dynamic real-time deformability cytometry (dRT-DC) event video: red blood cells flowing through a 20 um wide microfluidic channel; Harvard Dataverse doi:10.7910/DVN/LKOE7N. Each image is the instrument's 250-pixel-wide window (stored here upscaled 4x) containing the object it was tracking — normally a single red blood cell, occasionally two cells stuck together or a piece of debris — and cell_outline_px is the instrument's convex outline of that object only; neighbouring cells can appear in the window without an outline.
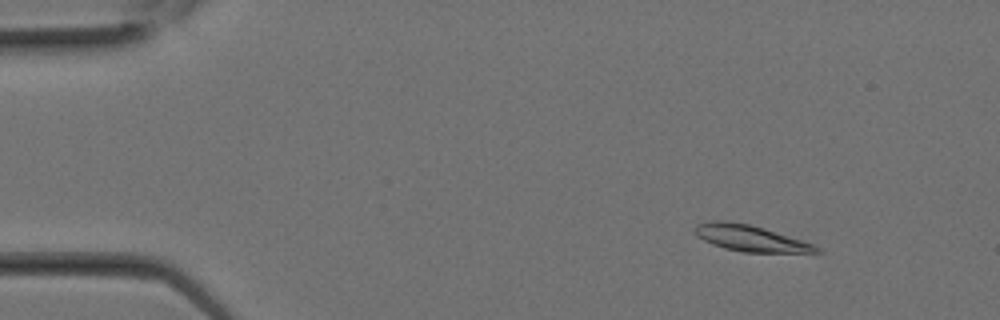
{"species": "Egyptian fruit bat (a non-hibernating species)", "species_latin": "Rousettus aegyptiacus", "temperature_condition": "room temperature", "stored_images_in_passage": 12, "camera_frame_rate_fps": 3000, "um_per_image_px": 0.085, "animal": {"sex": "female"}, "frame": {"image": 1, "passage_image": 4, "time_ms": 1.0, "image_size_px": [1000, 320], "cell_outline_px": [[824, 252], [744, 252], [724, 248], [712, 244], [696, 236], [692, 232], [692, 228], [696, 224], [708, 220], [728, 220], [748, 224], [764, 228], [812, 244], [820, 248]], "centroid_in_image_um": [63.67, 20.22], "position_along_channel_um": 21.3, "area_um2": 18.55}}
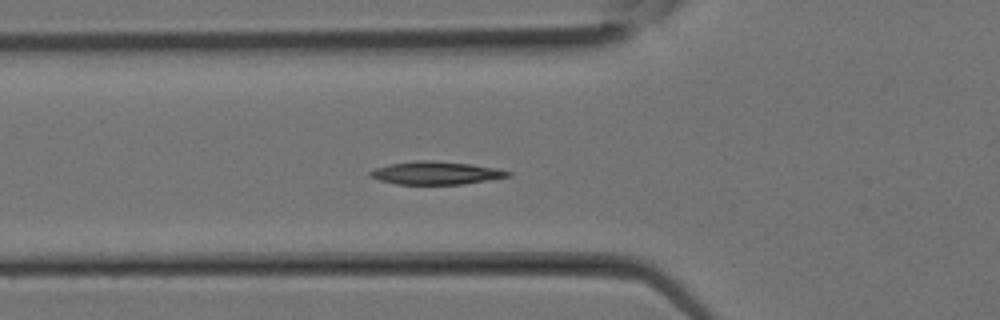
{"frame": {"image": 2, "passage_image": 10, "time_ms": 3.0, "image_size_px": [1000, 320], "cell_outline_px": [[512, 176], [488, 180], [460, 184], [396, 184], [380, 180], [372, 176], [368, 172], [376, 168], [388, 164], [416, 160], [432, 160], [468, 164], [492, 168], [512, 172]], "centroid_in_image_um": [37.03, 14.7], "position_along_channel_um": 88.8, "area_um2": 18.15}}
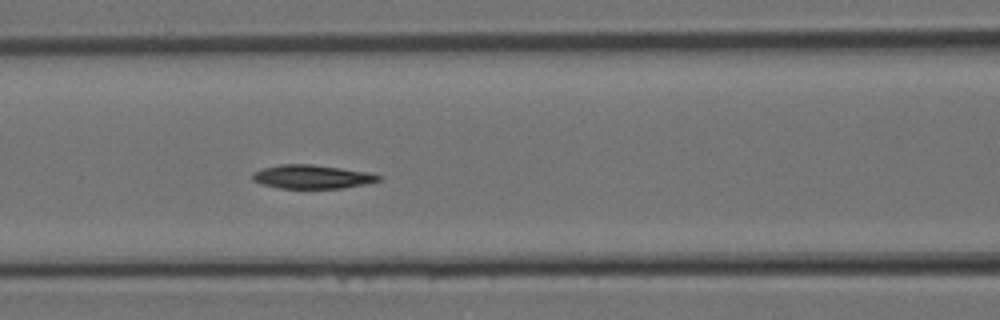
{"frame": {"image": 3, "passage_image": 12, "time_ms": 3.667, "image_size_px": [1000, 320], "cell_outline_px": [[384, 180], [368, 184], [340, 188], [280, 188], [264, 184], [252, 180], [252, 172], [264, 168], [280, 164], [312, 164], [368, 172], [384, 176]], "centroid_in_image_um": [26.59, 15.02], "position_along_channel_um": 140.0, "area_um2": 17.51}}